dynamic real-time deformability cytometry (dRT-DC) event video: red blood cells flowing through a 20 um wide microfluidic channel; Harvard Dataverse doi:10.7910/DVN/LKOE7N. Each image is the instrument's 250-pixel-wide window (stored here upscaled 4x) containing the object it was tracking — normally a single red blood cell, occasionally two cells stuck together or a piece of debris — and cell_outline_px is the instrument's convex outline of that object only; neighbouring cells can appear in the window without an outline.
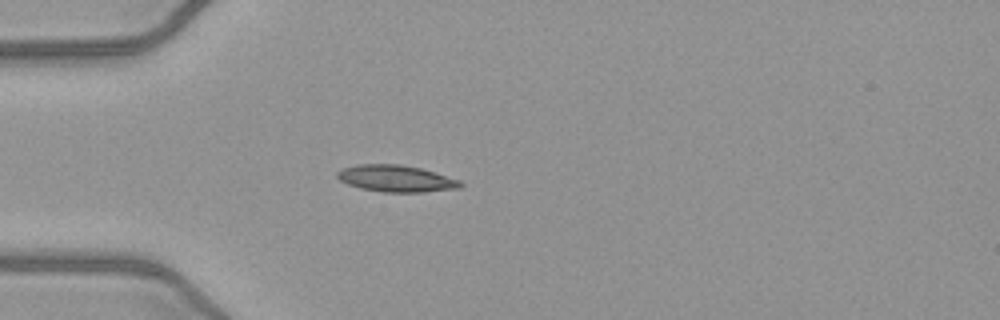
{"species": "common noctule bat (a hibernating species)", "species_latin": "Nyctalus noctula", "temperature_condition": "warm", "stored_images_in_passage": 37, "camera_frame_rate_fps": 3000, "um_per_image_px": 0.085, "animal": {"sex": "female", "body_mass_g": 21.9}, "frame": {"image": 1, "passage_image": 1, "time_ms": 0.0, "image_size_px": [1000, 320], "cell_outline_px": [[464, 184], [460, 188], [424, 192], [384, 192], [360, 188], [348, 184], [340, 180], [336, 176], [336, 172], [344, 168], [360, 164], [400, 164], [420, 168], [460, 180]], "centroid_in_image_um": [33.67, 15.18], "position_along_channel_um": 51.3, "area_um2": 19.07}}
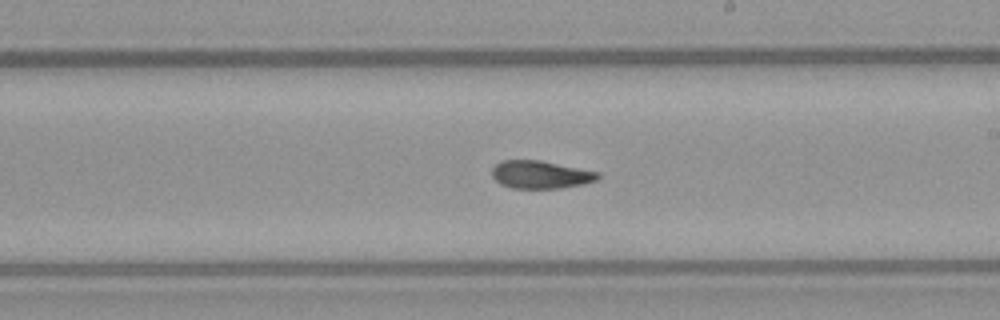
{"frame": {"image": 2, "passage_image": 16, "time_ms": 5.0, "image_size_px": [1000, 320], "cell_outline_px": [[600, 176], [596, 180], [584, 184], [560, 188], [512, 188], [500, 184], [492, 176], [492, 168], [500, 160], [540, 160], [600, 172]], "centroid_in_image_um": [45.94, 14.84], "position_along_channel_um": 243.1, "area_um2": 17.22}}
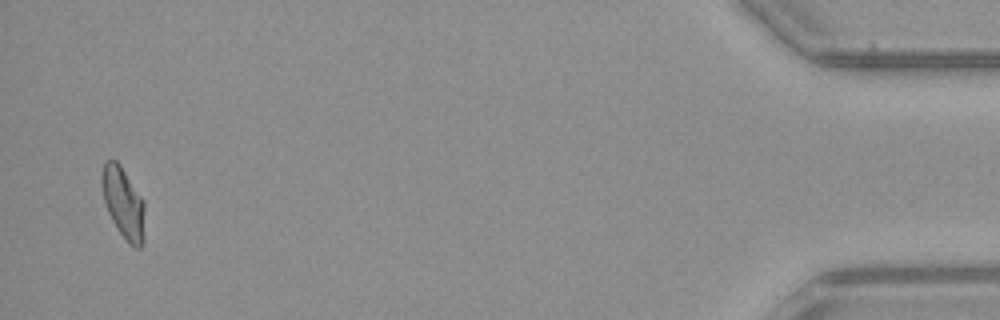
{"frame": {"image": 3, "passage_image": 36, "time_ms": 11.667, "image_size_px": [1000, 320], "cell_outline_px": [[144, 240], [140, 248], [136, 248], [128, 244], [112, 220], [108, 212], [104, 200], [100, 184], [100, 172], [104, 160], [116, 160], [120, 164], [144, 200]], "centroid_in_image_um": [10.47, 17.21], "position_along_channel_um": 424.7, "area_um2": 18.09}, "authors_computed_cell_mechanics": {"area_um2": 17.629, "velocity_mm_per_s": 4.0413, "shape_relaxation_time_tau1_ms": null, "shape_relaxation_time_tau2_ms": 2.954, "deformation_change_tau1": null, "deformation_change_tau2": 0.0909}}